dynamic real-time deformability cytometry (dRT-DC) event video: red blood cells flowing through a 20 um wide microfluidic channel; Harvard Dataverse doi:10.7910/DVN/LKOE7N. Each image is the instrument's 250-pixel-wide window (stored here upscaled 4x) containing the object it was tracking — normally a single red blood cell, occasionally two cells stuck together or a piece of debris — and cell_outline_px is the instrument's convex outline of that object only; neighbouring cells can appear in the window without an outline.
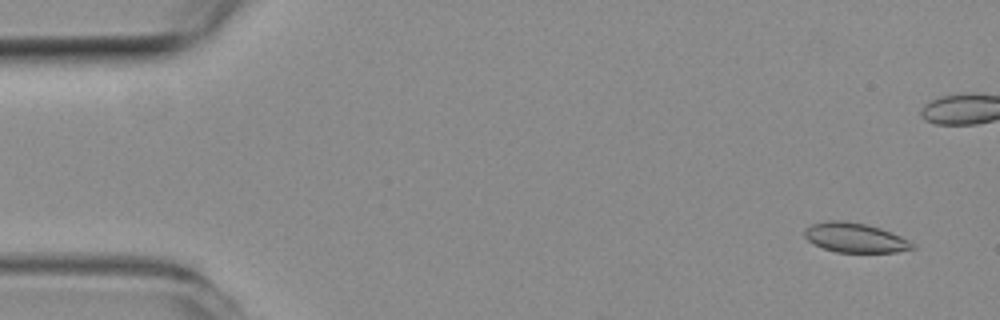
{"species": "common noctule bat (a hibernating species)", "species_latin": "Nyctalus noctula", "temperature_condition": "room temperature", "stored_images_in_passage": 53, "camera_frame_rate_fps": 3000, "um_per_image_px": 0.085, "animal": {"sex": "female", "body_mass_g": 19.3, "forearm_length_mm": 54.1}, "frame": {"image": 1, "passage_image": 3, "time_ms": 0.667, "image_size_px": [1000, 320], "cell_outline_px": [[916, 248], [896, 252], [836, 252], [812, 244], [804, 236], [804, 228], [812, 224], [828, 220], [844, 220], [864, 224], [880, 228], [900, 236], [916, 244]], "centroid_in_image_um": [72.66, 20.2], "position_along_channel_um": 12.3, "area_um2": 18.61}}
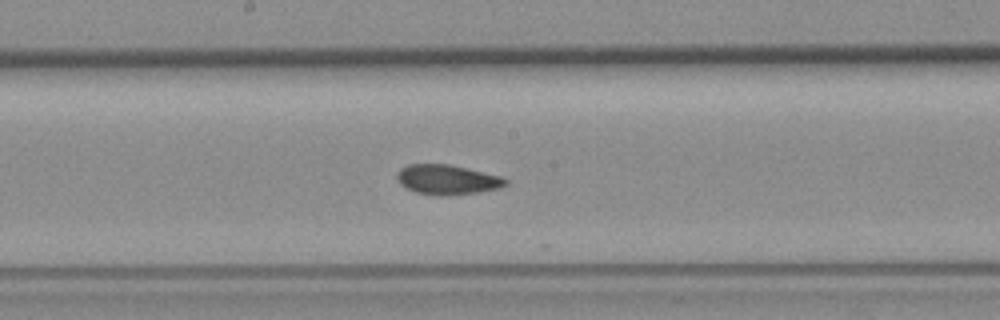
{"frame": {"image": 2, "passage_image": 27, "time_ms": 8.667, "image_size_px": [1000, 320], "cell_outline_px": [[508, 184], [500, 188], [476, 192], [448, 196], [440, 196], [416, 192], [400, 184], [396, 180], [396, 172], [400, 168], [408, 164], [448, 164], [468, 168], [504, 176], [508, 180]], "centroid_in_image_um": [38.03, 15.26], "position_along_channel_um": 210.2, "area_um2": 19.13}}
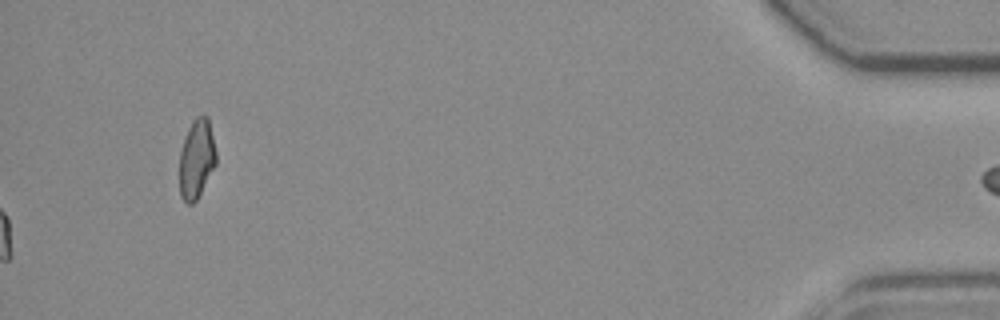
{"frame": {"image": 3, "passage_image": 53, "time_ms": 17.333, "image_size_px": [1000, 320], "cell_outline_px": [[216, 164], [196, 200], [192, 204], [188, 204], [180, 196], [180, 152], [188, 128], [192, 120], [196, 116], [208, 116], [216, 152]], "centroid_in_image_um": [16.71, 13.49], "position_along_channel_um": 418.5, "area_um2": 16.7}, "authors_computed_cell_mechanics": {"area_um2": 18.7272, "velocity_mm_per_s": 3.9663, "shape_relaxation_time_tau1_ms": null, "shape_relaxation_time_tau2_ms": 2.9787, "deformation_change_tau1": null, "deformation_change_tau2": 0.0443}}